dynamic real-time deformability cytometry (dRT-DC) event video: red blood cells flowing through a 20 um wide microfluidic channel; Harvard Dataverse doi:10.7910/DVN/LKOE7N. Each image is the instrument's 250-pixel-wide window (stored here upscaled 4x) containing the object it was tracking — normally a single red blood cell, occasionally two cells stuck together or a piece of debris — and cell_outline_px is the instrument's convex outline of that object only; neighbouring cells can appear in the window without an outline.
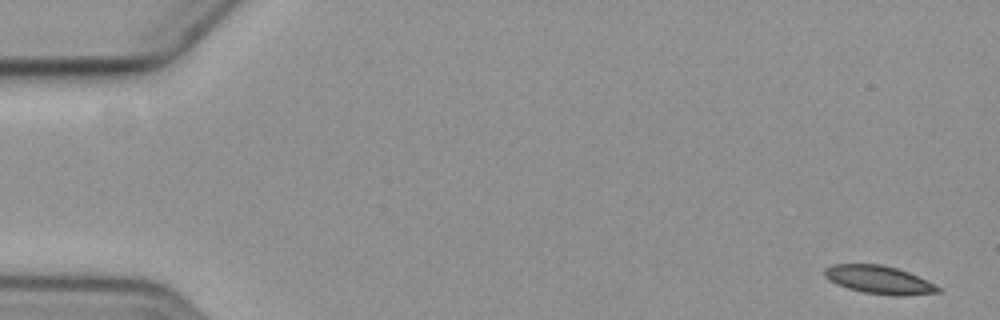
{"species": "common noctule bat (a hibernating species)", "species_latin": "Nyctalus noctula", "temperature_condition": "cold", "stored_images_in_passage": 6, "camera_frame_rate_fps": 3000, "um_per_image_px": 0.085, "animal": {"sex": "female", "body_mass_g": 19.3, "forearm_length_mm": 54.1}, "frame": {"image": 1, "passage_image": 1, "time_ms": 0.0, "image_size_px": [1000, 320], "cell_outline_px": [[940, 292], [904, 296], [892, 296], [864, 292], [848, 288], [836, 284], [828, 280], [824, 276], [824, 268], [832, 264], [880, 264], [896, 268], [908, 272], [940, 288]], "centroid_in_image_um": [74.65, 23.78], "position_along_channel_um": 10.3, "area_um2": 18.44}}